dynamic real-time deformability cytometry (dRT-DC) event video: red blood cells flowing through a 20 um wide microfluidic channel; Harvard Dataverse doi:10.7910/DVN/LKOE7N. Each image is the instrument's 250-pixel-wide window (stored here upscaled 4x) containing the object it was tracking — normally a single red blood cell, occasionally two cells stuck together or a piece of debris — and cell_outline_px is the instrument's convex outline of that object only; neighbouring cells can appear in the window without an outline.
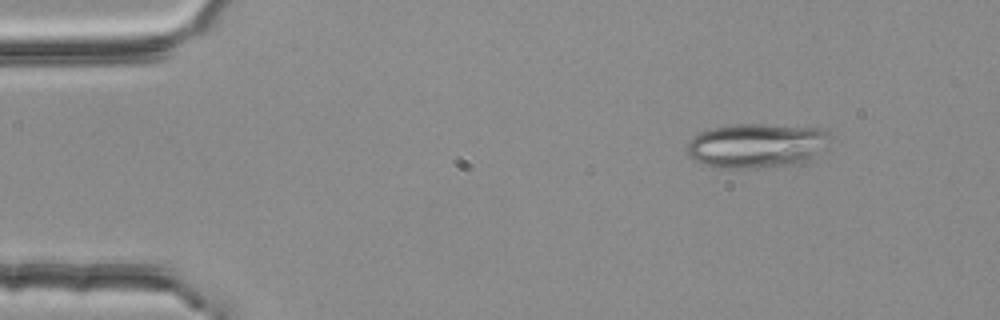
{"species": "common noctule bat (a hibernating species)", "species_latin": "Nyctalus noctula", "temperature_condition": "room temperature", "stored_images_in_passage": 3, "camera_frame_rate_fps": 3000, "um_per_image_px": 0.085, "animal": {"sex": "female", "body_mass_g": 25.1}, "frame": {"image": 1, "passage_image": 1, "time_ms": 0.0, "image_size_px": [1000, 320], "cell_outline_px": [[828, 136], [808, 156], [792, 164], [748, 168], [716, 168], [704, 164], [688, 156], [684, 148], [688, 140], [692, 136], [700, 132], [712, 128], [736, 124], [764, 124], [824, 128], [828, 132]], "centroid_in_image_um": [64.09, 12.35], "position_along_channel_um": 20.9, "area_um2": 36.01}}